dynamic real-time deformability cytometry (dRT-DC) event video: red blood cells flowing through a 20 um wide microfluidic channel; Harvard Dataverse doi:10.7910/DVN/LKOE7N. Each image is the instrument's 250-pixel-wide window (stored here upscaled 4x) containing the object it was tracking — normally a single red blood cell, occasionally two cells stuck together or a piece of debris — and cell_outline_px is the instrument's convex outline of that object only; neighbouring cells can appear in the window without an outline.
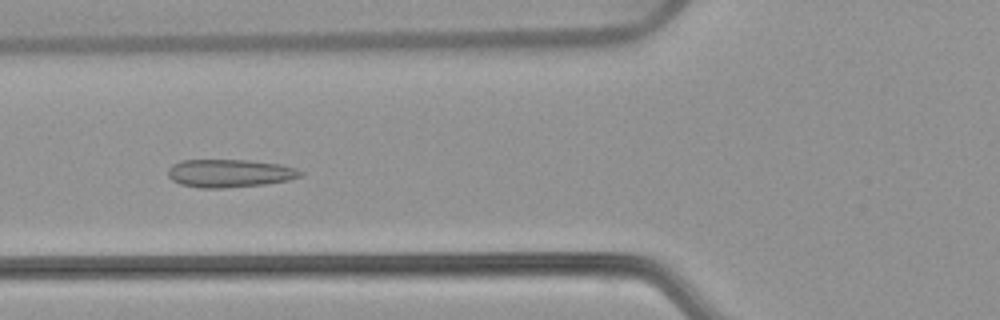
{"species": "common noctule bat (a hibernating species)", "species_latin": "Nyctalus noctula", "temperature_condition": "warm", "stored_images_in_passage": 53, "camera_frame_rate_fps": 3000, "um_per_image_px": 0.085, "animal": {"sex": "female", "body_mass_g": 22.7, "forearm_length_mm": 54.2}, "frame": {"image": 1, "passage_image": 20, "time_ms": 6.333, "image_size_px": [1000, 320], "cell_outline_px": [[304, 172], [300, 176], [288, 180], [264, 184], [224, 188], [200, 188], [180, 184], [172, 180], [168, 176], [168, 168], [172, 164], [180, 160], [248, 160], [280, 164], [296, 168]], "centroid_in_image_um": [19.49, 14.72], "position_along_channel_um": 106.3, "area_um2": 21.68}}
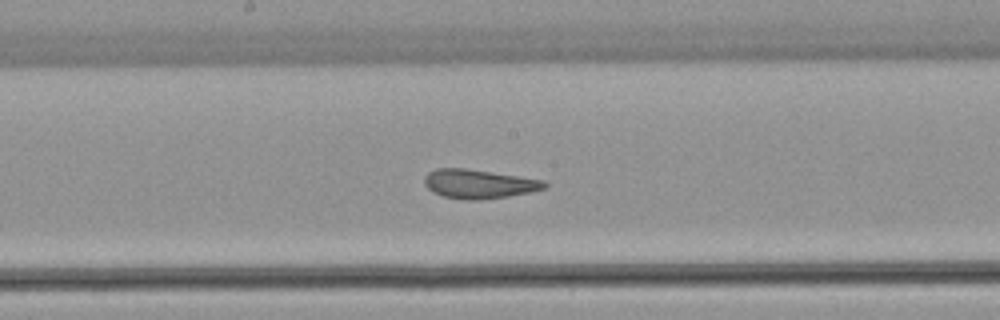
{"frame": {"image": 2, "passage_image": 28, "time_ms": 9.0, "image_size_px": [1000, 320], "cell_outline_px": [[548, 188], [508, 196], [480, 200], [464, 200], [444, 196], [432, 192], [424, 184], [424, 176], [428, 172], [436, 168], [464, 168], [492, 172], [544, 180], [548, 184]], "centroid_in_image_um": [40.69, 15.63], "position_along_channel_um": 207.5, "area_um2": 20.35}}
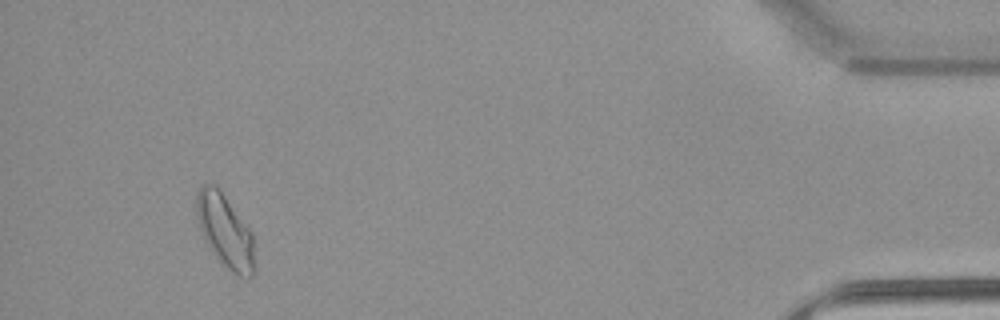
{"frame": {"image": 3, "passage_image": 50, "time_ms": 16.333, "image_size_px": [1000, 320], "cell_outline_px": [[256, 272], [248, 280], [232, 272], [220, 264], [208, 244], [200, 228], [196, 212], [196, 192], [204, 184], [216, 184], [252, 232], [256, 268]], "centroid_in_image_um": [19.17, 19.68], "position_along_channel_um": 416.0, "area_um2": 24.97}, "authors_computed_cell_mechanics": {"area_um2": 22.1952, "velocity_mm_per_s": 3.7943, "shape_relaxation_time_tau1_ms": null, "shape_relaxation_time_tau2_ms": 1.6817, "deformation_change_tau1": null, "deformation_change_tau2": 0.0678}}